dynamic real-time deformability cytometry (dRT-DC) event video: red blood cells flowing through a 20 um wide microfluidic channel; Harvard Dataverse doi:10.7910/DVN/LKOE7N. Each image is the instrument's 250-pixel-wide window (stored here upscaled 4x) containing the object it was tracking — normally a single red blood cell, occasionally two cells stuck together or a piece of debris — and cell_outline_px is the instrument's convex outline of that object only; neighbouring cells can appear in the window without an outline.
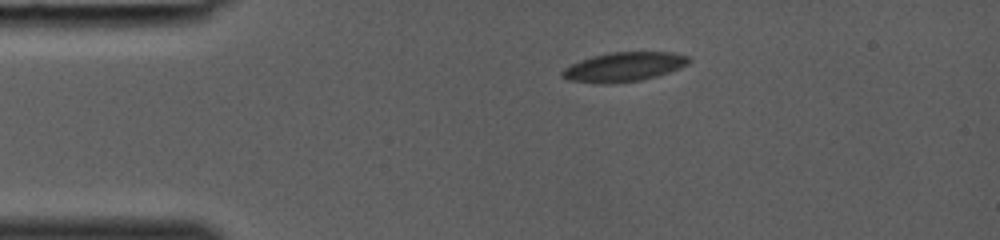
{"species": "common noctule bat (a hibernating species)", "species_latin": "Nyctalus noctula", "temperature_condition": "room temperature", "stored_images_in_passage": 27, "camera_frame_rate_fps": 3000, "um_per_image_px": 0.085, "animal": {"sex": "female", "body_mass_g": 19.0, "forearm_length_mm": 53.3}, "frame": {"image": 1, "passage_image": 1, "time_ms": 0.0, "image_size_px": [1000, 240], "cell_outline_px": [[692, 60], [688, 64], [680, 68], [656, 76], [640, 80], [608, 84], [604, 84], [568, 80], [560, 76], [560, 72], [564, 68], [572, 64], [592, 56], [612, 52], [672, 52], [688, 56]], "centroid_in_image_um": [53.03, 5.68], "position_along_channel_um": 32.0, "area_um2": 21.56}}
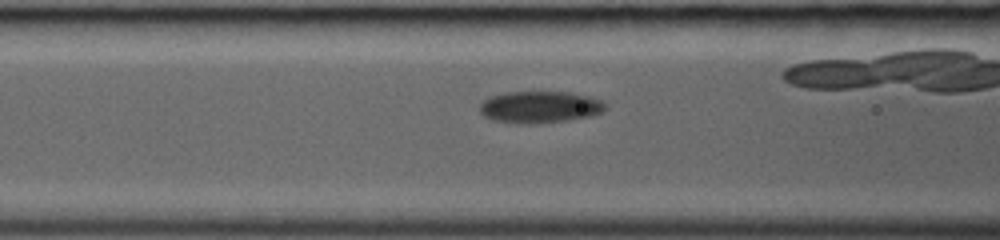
{"frame": {"image": 2, "passage_image": 9, "time_ms": 2.667, "image_size_px": [1000, 240], "cell_outline_px": [[604, 112], [588, 116], [568, 120], [532, 124], [516, 124], [492, 120], [484, 116], [480, 112], [480, 104], [484, 100], [492, 96], [508, 92], [568, 92], [592, 96], [600, 100], [604, 104]], "centroid_in_image_um": [45.87, 9.11], "position_along_channel_um": 120.7, "area_um2": 23.29}}
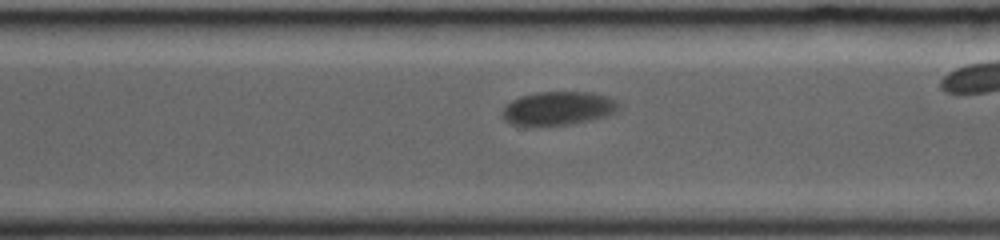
{"frame": {"image": 3, "passage_image": 21, "time_ms": 6.667, "image_size_px": [1000, 240], "cell_outline_px": [[620, 108], [616, 112], [608, 116], [568, 124], [508, 124], [500, 116], [504, 108], [512, 100], [520, 96], [540, 92], [592, 92], [608, 96], [616, 100], [620, 104]], "centroid_in_image_um": [47.49, 9.19], "position_along_channel_um": 323.1, "area_um2": 22.6}}